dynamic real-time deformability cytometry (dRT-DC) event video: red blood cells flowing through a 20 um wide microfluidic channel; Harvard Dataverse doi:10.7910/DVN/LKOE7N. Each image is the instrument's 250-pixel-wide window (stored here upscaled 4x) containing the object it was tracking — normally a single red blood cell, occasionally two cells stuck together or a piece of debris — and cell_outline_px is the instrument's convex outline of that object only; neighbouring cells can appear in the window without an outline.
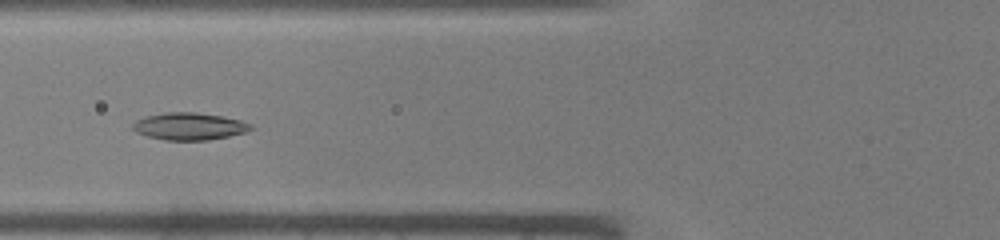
{"species": "common noctule bat (a hibernating species)", "species_latin": "Nyctalus noctula", "temperature_condition": "warm", "stored_images_in_passage": 38, "camera_frame_rate_fps": 3000, "um_per_image_px": 0.085, "animal": {"sex": "male", "body_mass_g": 19.0, "forearm_length_mm": 50.8}, "frame": {"image": 1, "passage_image": 11, "time_ms": 3.333, "image_size_px": [1000, 240], "cell_outline_px": [[252, 128], [244, 132], [228, 136], [208, 140], [164, 140], [148, 136], [136, 132], [132, 128], [132, 124], [136, 120], [148, 116], [164, 112], [196, 112], [224, 116], [240, 120], [252, 124]], "centroid_in_image_um": [16.08, 10.73], "position_along_channel_um": 109.7, "area_um2": 18.67}}
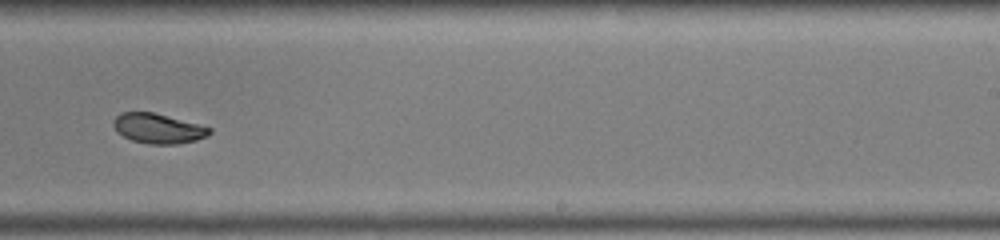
{"frame": {"image": 2, "passage_image": 22, "time_ms": 7.0, "image_size_px": [1000, 240], "cell_outline_px": [[212, 132], [208, 136], [196, 140], [176, 144], [148, 144], [132, 140], [116, 132], [112, 124], [112, 120], [120, 112], [152, 112], [212, 128]], "centroid_in_image_um": [13.41, 10.92], "position_along_channel_um": 275.6, "area_um2": 16.7}}
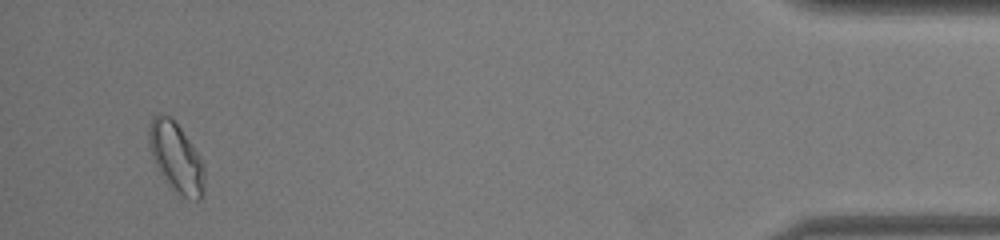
{"frame": {"image": 3, "passage_image": 36, "time_ms": 11.667, "image_size_px": [1000, 240], "cell_outline_px": [[204, 192], [200, 200], [196, 200], [184, 196], [168, 184], [164, 180], [152, 156], [148, 140], [148, 124], [152, 116], [156, 112], [160, 112], [168, 116], [180, 128], [192, 144], [204, 168]], "centroid_in_image_um": [14.94, 13.34], "position_along_channel_um": 420.3, "area_um2": 22.2}}